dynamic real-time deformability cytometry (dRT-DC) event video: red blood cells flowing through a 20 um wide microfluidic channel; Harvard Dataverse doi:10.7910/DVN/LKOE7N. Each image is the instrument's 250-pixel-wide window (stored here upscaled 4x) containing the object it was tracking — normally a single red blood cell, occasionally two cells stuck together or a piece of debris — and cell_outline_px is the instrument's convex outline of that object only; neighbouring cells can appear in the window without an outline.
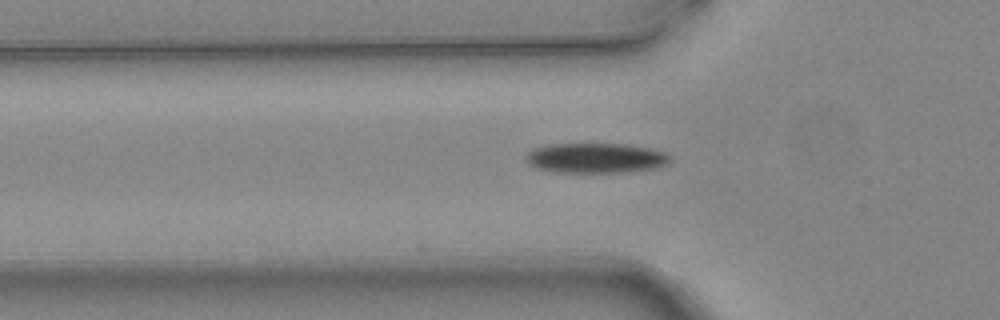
{"species": "common noctule bat (a hibernating species)", "species_latin": "Nyctalus noctula", "temperature_condition": "warm", "stored_images_in_passage": 6, "camera_frame_rate_fps": 3000, "um_per_image_px": 0.085, "animal": {"sex": "female", "body_mass_g": 24.6, "forearm_length_mm": 56.2}, "frame": {"image": 1, "passage_image": 5, "time_ms": 1.333, "image_size_px": [1000, 320], "cell_outline_px": [[672, 156], [668, 164], [656, 168], [624, 172], [552, 172], [536, 168], [528, 164], [524, 160], [528, 152], [532, 148], [548, 144], [624, 144], [652, 148], [664, 152]], "centroid_in_image_um": [50.62, 13.43], "position_along_channel_um": 75.2, "area_um2": 25.49}}